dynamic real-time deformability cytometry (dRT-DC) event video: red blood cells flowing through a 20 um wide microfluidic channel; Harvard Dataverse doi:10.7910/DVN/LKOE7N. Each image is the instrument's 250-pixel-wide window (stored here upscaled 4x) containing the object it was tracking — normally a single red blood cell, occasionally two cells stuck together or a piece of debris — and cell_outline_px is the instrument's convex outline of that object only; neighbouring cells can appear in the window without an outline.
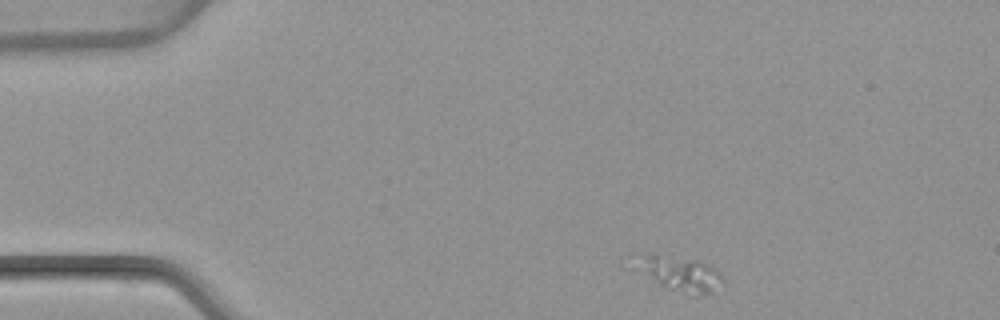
{"species": "common noctule bat (a hibernating species)", "species_latin": "Nyctalus noctula", "temperature_condition": "warm", "stored_images_in_passage": 4, "camera_frame_rate_fps": 3000, "um_per_image_px": 0.085, "animal": {"sex": "female", "body_mass_g": 22.7, "forearm_length_mm": 54.2}, "frame": {"image": 1, "passage_image": 1, "time_ms": 0.0, "image_size_px": [1000, 320], "cell_outline_px": [[720, 280], [708, 292], [700, 296], [688, 296], [660, 288], [648, 272], [644, 256], [656, 252], [700, 260], [720, 272]], "centroid_in_image_um": [57.94, 23.3], "position_along_channel_um": 27.1, "area_um2": 16.59}}
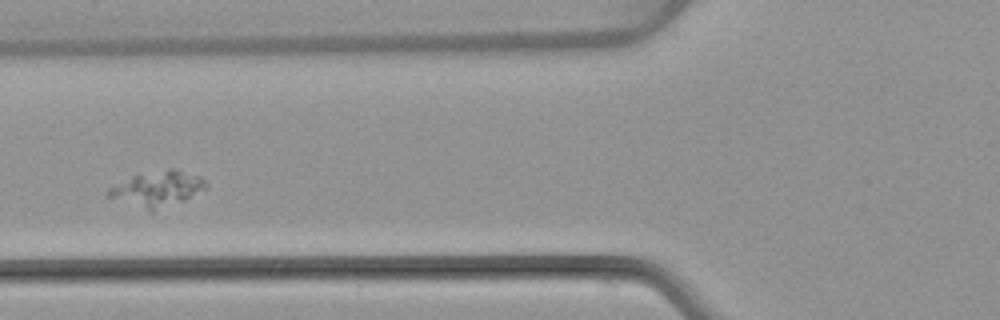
{"frame": {"image": 2, "passage_image": 4, "time_ms": 4.0, "image_size_px": [1000, 320], "cell_outline_px": [[208, 188], [184, 200], [152, 212], [148, 212], [108, 196], [108, 188], [132, 176], [168, 168], [176, 168], [200, 176], [208, 184]], "centroid_in_image_um": [13.41, 16.05], "position_along_channel_um": 112.4, "area_um2": 20.11}}